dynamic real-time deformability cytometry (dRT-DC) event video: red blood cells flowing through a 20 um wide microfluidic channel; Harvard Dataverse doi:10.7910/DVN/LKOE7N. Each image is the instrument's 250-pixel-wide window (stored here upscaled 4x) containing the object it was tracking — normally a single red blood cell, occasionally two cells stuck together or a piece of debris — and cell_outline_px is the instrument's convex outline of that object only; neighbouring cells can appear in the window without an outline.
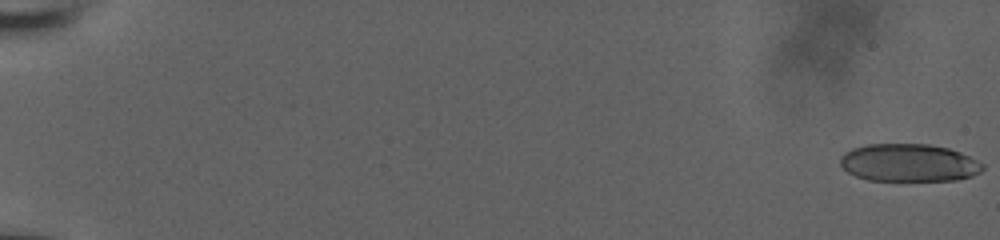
{"species": "human", "species_latin": "Homo sapiens", "temperature_condition": "room temperature", "stored_images_in_passage": 17, "camera_frame_rate_fps": 3000, "um_per_image_px": 0.085, "donor": {"sex": "male"}, "frame": {"image": 1, "passage_image": 1, "time_ms": 0.0, "image_size_px": [1000, 240], "cell_outline_px": [[984, 168], [980, 172], [972, 176], [956, 180], [868, 180], [856, 176], [848, 172], [840, 164], [840, 156], [844, 152], [852, 148], [864, 144], [928, 144], [948, 148], [960, 152], [984, 164]], "centroid_in_image_um": [77.23, 13.83], "position_along_channel_um": 7.8, "area_um2": 31.33}}
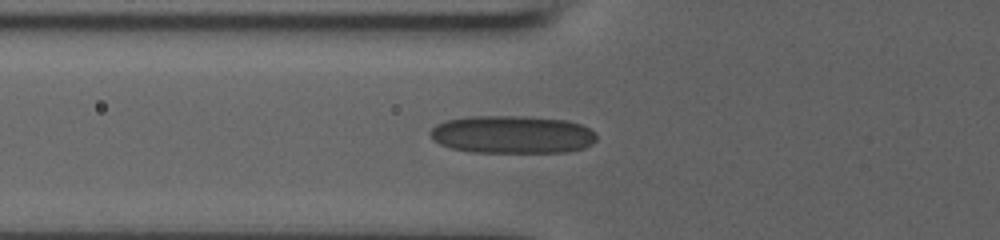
{"frame": {"image": 2, "passage_image": 15, "time_ms": 4.667, "image_size_px": [1000, 240], "cell_outline_px": [[596, 140], [592, 144], [584, 148], [568, 152], [472, 152], [452, 148], [440, 144], [432, 136], [432, 128], [436, 124], [448, 120], [468, 116], [524, 116], [568, 120], [580, 124], [596, 132]], "centroid_in_image_um": [43.6, 11.43], "position_along_channel_um": 82.2, "area_um2": 36.65}}
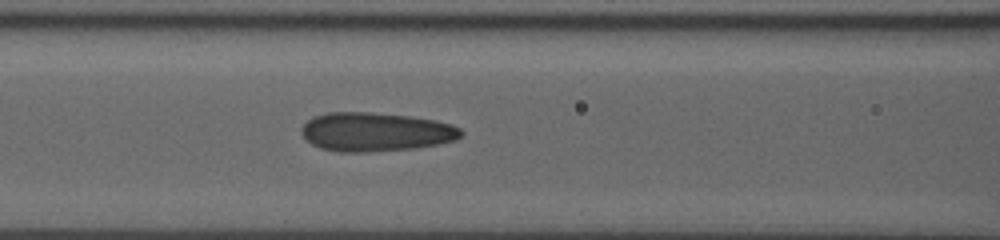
{"frame": {"image": 3, "passage_image": 17, "time_ms": 5.333, "image_size_px": [1000, 240], "cell_outline_px": [[464, 132], [456, 140], [436, 144], [412, 148], [368, 152], [340, 152], [320, 148], [312, 144], [300, 132], [300, 128], [312, 116], [328, 112], [368, 112], [408, 116], [436, 120], [452, 124], [460, 128]], "centroid_in_image_um": [31.91, 11.2], "position_along_channel_um": 134.7, "area_um2": 36.13}}